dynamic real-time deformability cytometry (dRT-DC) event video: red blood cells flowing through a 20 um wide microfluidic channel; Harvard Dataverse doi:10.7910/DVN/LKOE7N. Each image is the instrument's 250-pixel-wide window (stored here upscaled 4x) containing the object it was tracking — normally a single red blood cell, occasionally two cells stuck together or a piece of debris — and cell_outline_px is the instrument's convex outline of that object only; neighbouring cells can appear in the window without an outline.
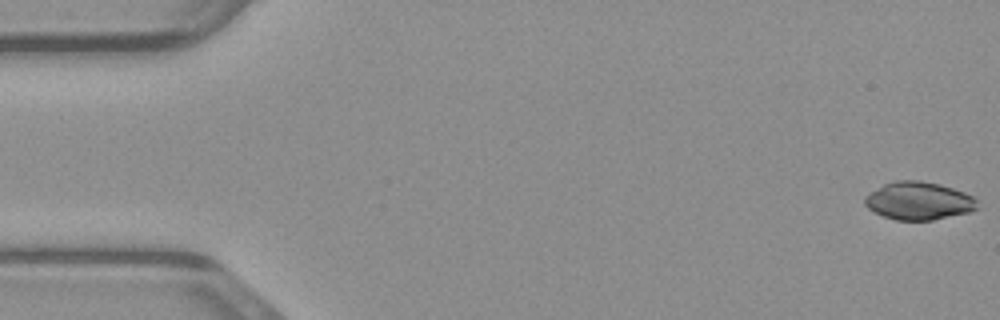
{"species": "common noctule bat (a hibernating species)", "species_latin": "Nyctalus noctula", "temperature_condition": "warm", "stored_images_in_passage": 48, "camera_frame_rate_fps": 3000, "um_per_image_px": 0.085, "animal": {"sex": "male", "body_mass_g": 23.1, "forearm_length_mm": 52.7}, "frame": {"image": 1, "passage_image": 1, "time_ms": 0.0, "image_size_px": [1000, 320], "cell_outline_px": [[976, 208], [968, 212], [932, 220], [896, 220], [884, 216], [868, 208], [864, 204], [864, 196], [884, 184], [896, 180], [920, 180], [940, 184], [964, 192], [972, 196], [976, 200]], "centroid_in_image_um": [78.06, 17.06], "position_along_channel_um": 6.9, "area_um2": 24.62}}
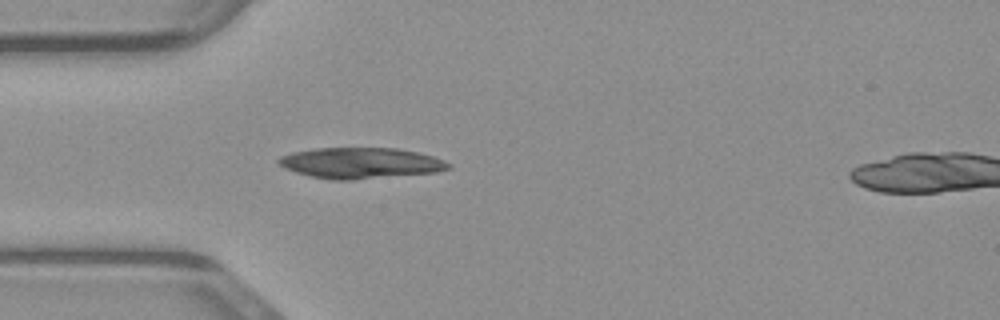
{"frame": {"image": 2, "passage_image": 14, "time_ms": 4.333, "image_size_px": [1000, 320], "cell_outline_px": [[452, 168], [436, 172], [352, 180], [332, 180], [312, 176], [296, 172], [284, 168], [276, 160], [280, 156], [292, 152], [316, 148], [396, 148], [416, 152], [432, 156], [444, 160], [452, 164]], "centroid_in_image_um": [30.66, 13.86], "position_along_channel_um": 54.3, "area_um2": 30.52}}
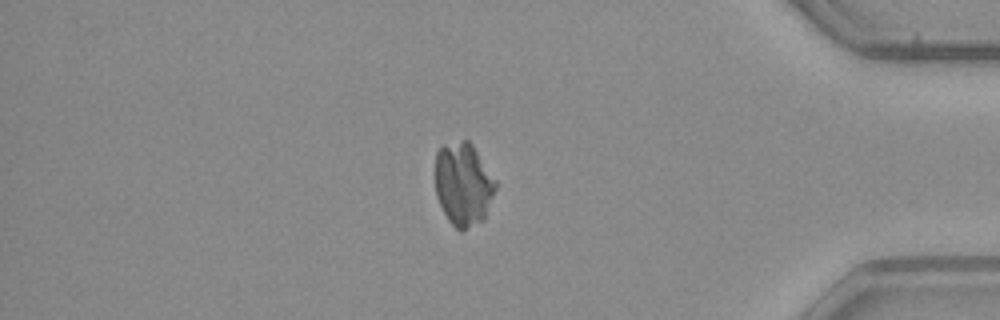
{"frame": {"image": 3, "passage_image": 41, "time_ms": 13.333, "image_size_px": [1000, 320], "cell_outline_px": [[496, 188], [484, 220], [460, 232], [448, 220], [436, 196], [436, 152], [444, 144], [464, 140], [468, 140], [472, 144], [496, 180]], "centroid_in_image_um": [39.39, 15.67], "position_along_channel_um": 395.8, "area_um2": 29.19}}